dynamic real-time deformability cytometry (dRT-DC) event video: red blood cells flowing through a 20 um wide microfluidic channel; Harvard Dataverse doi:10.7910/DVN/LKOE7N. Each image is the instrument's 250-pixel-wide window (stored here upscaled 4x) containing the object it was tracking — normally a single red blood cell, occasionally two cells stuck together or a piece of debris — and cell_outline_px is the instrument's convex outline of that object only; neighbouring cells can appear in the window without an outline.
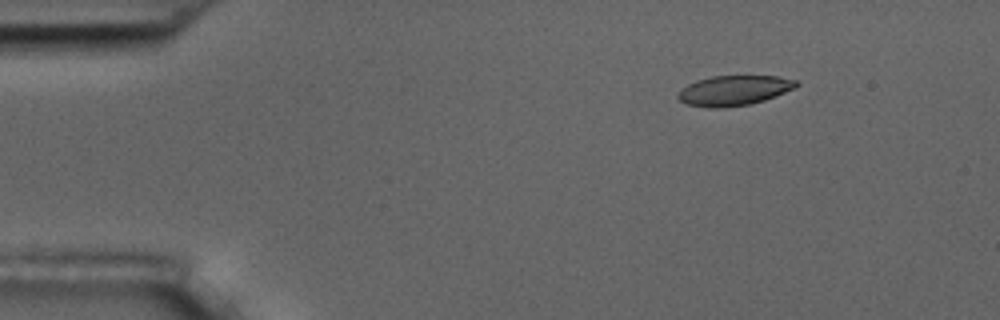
{"species": "common noctule bat (a hibernating species)", "species_latin": "Nyctalus noctula", "temperature_condition": "room temperature", "stored_images_in_passage": 5, "segment_of_instrument_passage": [2, 2], "camera_frame_rate_fps": 3000, "um_per_image_px": 0.085, "animal": {"sex": "male", "body_mass_g": 17.5, "forearm_length_mm": 52.3}, "frame": {"image": 1, "passage_image": 5, "time_ms": 5.333, "image_size_px": [1000, 320], "cell_outline_px": [[800, 84], [796, 88], [764, 100], [748, 104], [720, 108], [708, 108], [688, 104], [680, 100], [676, 96], [680, 88], [696, 80], [712, 76], [780, 76], [796, 80]], "centroid_in_image_um": [62.38, 7.68], "position_along_channel_um": 22.6, "area_um2": 20.75}}